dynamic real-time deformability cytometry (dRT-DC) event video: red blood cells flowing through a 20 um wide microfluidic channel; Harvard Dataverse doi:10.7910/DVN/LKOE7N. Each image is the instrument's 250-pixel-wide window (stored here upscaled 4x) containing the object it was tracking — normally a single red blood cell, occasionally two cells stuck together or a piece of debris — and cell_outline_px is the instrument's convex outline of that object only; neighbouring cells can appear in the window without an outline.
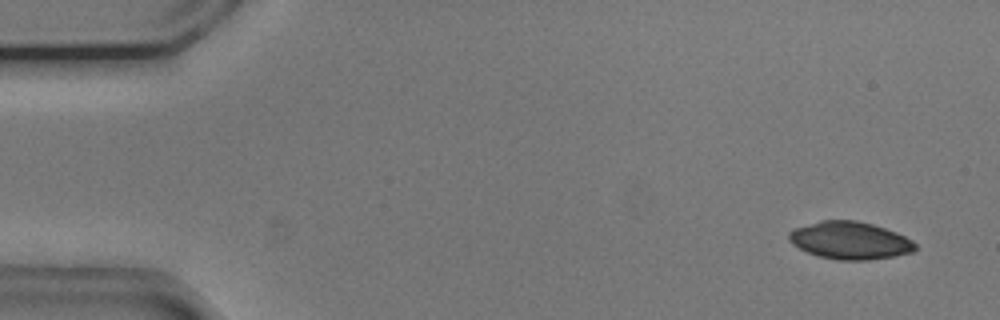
{"species": "common noctule bat (a hibernating species)", "species_latin": "Nyctalus noctula", "temperature_condition": "cold", "stored_images_in_passage": 18, "camera_frame_rate_fps": 3000, "um_per_image_px": 0.085, "animal": {"sex": "male", "body_mass_g": 20.5, "forearm_length_mm": 52.5}, "frame": {"image": 1, "passage_image": 3, "time_ms": 0.667, "image_size_px": [1000, 320], "cell_outline_px": [[916, 248], [912, 252], [892, 256], [868, 260], [840, 260], [816, 256], [792, 244], [788, 240], [788, 232], [796, 228], [820, 220], [856, 220], [872, 224], [896, 232], [912, 240], [916, 244]], "centroid_in_image_um": [72.22, 20.44], "position_along_channel_um": 12.8, "area_um2": 27.51}}